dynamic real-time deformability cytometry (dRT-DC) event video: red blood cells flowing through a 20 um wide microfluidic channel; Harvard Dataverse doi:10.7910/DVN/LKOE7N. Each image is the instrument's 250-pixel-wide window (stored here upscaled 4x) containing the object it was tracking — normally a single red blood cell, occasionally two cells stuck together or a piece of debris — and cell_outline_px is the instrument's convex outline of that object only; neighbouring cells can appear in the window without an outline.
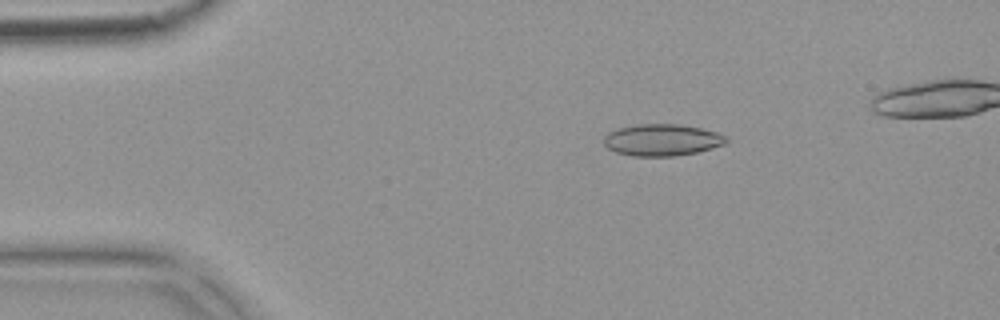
{"species": "common noctule bat (a hibernating species)", "species_latin": "Nyctalus noctula", "temperature_condition": "warm", "stored_images_in_passage": 5, "camera_frame_rate_fps": 3000, "um_per_image_px": 0.085, "animal": {"sex": "female", "body_mass_g": 18.4}, "frame": {"image": 1, "passage_image": 3, "time_ms": 0.667, "image_size_px": [1000, 320], "cell_outline_px": [[728, 140], [724, 144], [712, 148], [696, 152], [672, 156], [632, 156], [616, 152], [608, 148], [604, 144], [604, 136], [608, 132], [620, 128], [636, 124], [680, 124], [700, 128], [716, 132], [728, 136]], "centroid_in_image_um": [56.27, 11.89], "position_along_channel_um": 28.7, "area_um2": 22.6}}